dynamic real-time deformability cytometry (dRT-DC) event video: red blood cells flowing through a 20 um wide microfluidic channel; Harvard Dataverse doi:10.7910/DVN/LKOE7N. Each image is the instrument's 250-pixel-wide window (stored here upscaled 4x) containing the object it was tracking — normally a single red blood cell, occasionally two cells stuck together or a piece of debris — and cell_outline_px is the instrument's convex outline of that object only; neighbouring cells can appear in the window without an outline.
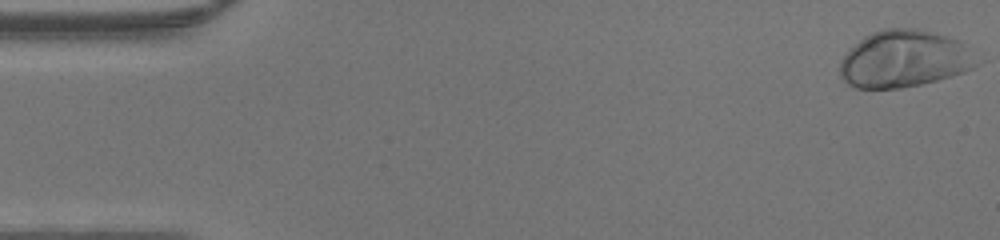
{"species": "human", "species_latin": "Homo sapiens", "temperature_condition": "warm", "stored_images_in_passage": 47, "camera_frame_rate_fps": 3000, "um_per_image_px": 0.085, "donor": {"sex": "male"}, "frame": {"image": 1, "passage_image": 1, "time_ms": 0.0, "image_size_px": [1000, 240], "cell_outline_px": [[980, 64], [964, 72], [936, 80], [920, 84], [900, 88], [856, 88], [848, 84], [840, 76], [840, 60], [864, 36], [872, 32], [884, 28], [920, 28], [960, 40]], "centroid_in_image_um": [76.84, 5.0], "position_along_channel_um": 8.2, "area_um2": 45.2}}
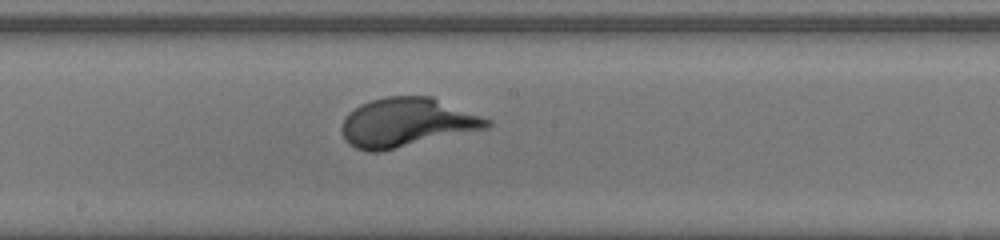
{"frame": {"image": 2, "passage_image": 25, "time_ms": 8.0, "image_size_px": [1000, 240], "cell_outline_px": [[492, 124], [488, 128], [380, 152], [368, 152], [356, 148], [348, 144], [344, 140], [340, 132], [340, 128], [344, 116], [348, 112], [360, 104], [384, 96], [432, 96], [492, 120]], "centroid_in_image_um": [34.53, 10.41], "position_along_channel_um": 213.7, "area_um2": 41.91}}
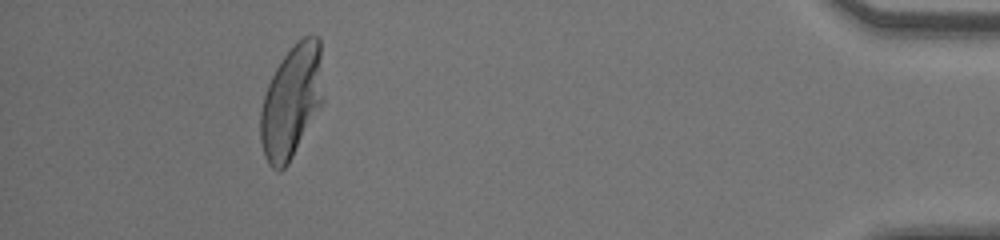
{"frame": {"image": 3, "passage_image": 43, "time_ms": 14.0, "image_size_px": [1000, 240], "cell_outline_px": [[324, 100], [288, 164], [280, 172], [272, 168], [268, 164], [264, 156], [260, 140], [260, 112], [264, 96], [268, 84], [280, 60], [304, 36], [316, 36], [320, 40], [324, 96]], "centroid_in_image_um": [24.78, 8.65], "position_along_channel_um": 410.4, "area_um2": 41.21}}